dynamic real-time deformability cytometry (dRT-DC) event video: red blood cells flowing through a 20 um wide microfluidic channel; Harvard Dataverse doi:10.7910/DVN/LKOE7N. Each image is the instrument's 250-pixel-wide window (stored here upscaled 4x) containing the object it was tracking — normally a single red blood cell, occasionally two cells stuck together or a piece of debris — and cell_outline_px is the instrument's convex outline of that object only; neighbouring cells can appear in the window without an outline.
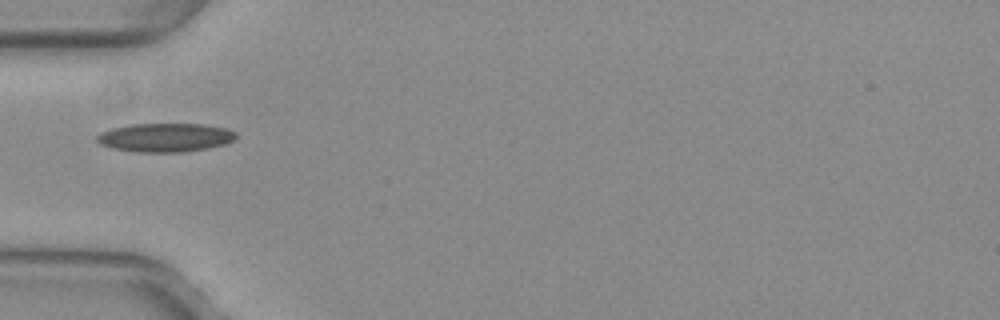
{"species": "common noctule bat (a hibernating species)", "species_latin": "Nyctalus noctula", "temperature_condition": "warm", "stored_images_in_passage": 35, "camera_frame_rate_fps": 3000, "um_per_image_px": 0.085, "animal": {"sex": "female", "body_mass_g": 29.2, "forearm_length_mm": 56.3}, "frame": {"image": 1, "passage_image": 1, "time_ms": 0.0, "image_size_px": [1000, 320], "cell_outline_px": [[236, 140], [224, 144], [184, 152], [136, 152], [116, 148], [100, 144], [96, 140], [96, 136], [100, 132], [112, 128], [132, 124], [204, 124], [228, 128], [236, 132]], "centroid_in_image_um": [14.07, 11.68], "position_along_channel_um": 70.9, "area_um2": 23.24}}
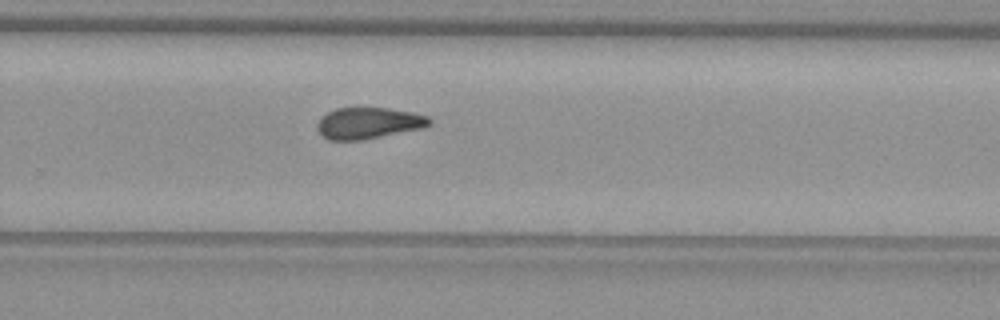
{"frame": {"image": 2, "passage_image": 18, "time_ms": 5.667, "image_size_px": [1000, 320], "cell_outline_px": [[432, 124], [424, 128], [364, 140], [328, 140], [316, 128], [316, 124], [320, 116], [336, 108], [388, 108], [412, 112], [428, 116], [432, 120]], "centroid_in_image_um": [31.34, 10.47], "position_along_channel_um": 298.5, "area_um2": 20.75}}
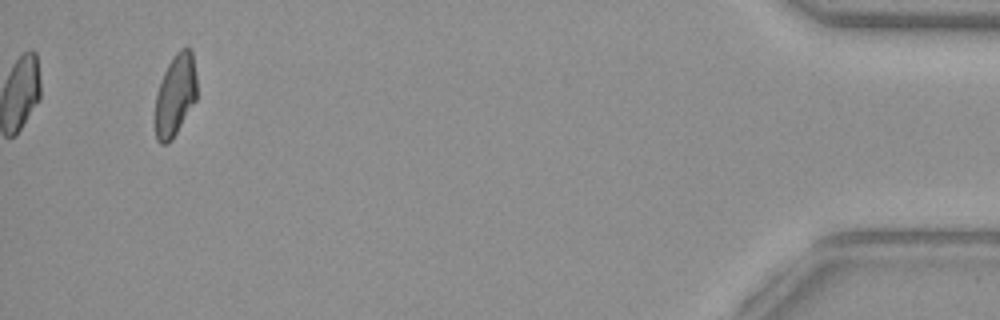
{"frame": {"image": 3, "passage_image": 33, "time_ms": 10.667, "image_size_px": [1000, 320], "cell_outline_px": [[196, 100], [172, 140], [168, 144], [160, 144], [156, 140], [156, 92], [164, 72], [168, 64], [176, 52], [180, 48], [188, 48], [192, 52], [196, 76]], "centroid_in_image_um": [14.9, 8.1], "position_along_channel_um": 420.3, "area_um2": 19.77}, "authors_computed_cell_mechanics": {"area_um2": 21.0392, "velocity_mm_per_s": 4.0105, "shape_relaxation_time_tau1_ms": null, "shape_relaxation_time_tau2_ms": 8.2369, "deformation_change_tau1": null, "deformation_change_tau2": 0.1626}}